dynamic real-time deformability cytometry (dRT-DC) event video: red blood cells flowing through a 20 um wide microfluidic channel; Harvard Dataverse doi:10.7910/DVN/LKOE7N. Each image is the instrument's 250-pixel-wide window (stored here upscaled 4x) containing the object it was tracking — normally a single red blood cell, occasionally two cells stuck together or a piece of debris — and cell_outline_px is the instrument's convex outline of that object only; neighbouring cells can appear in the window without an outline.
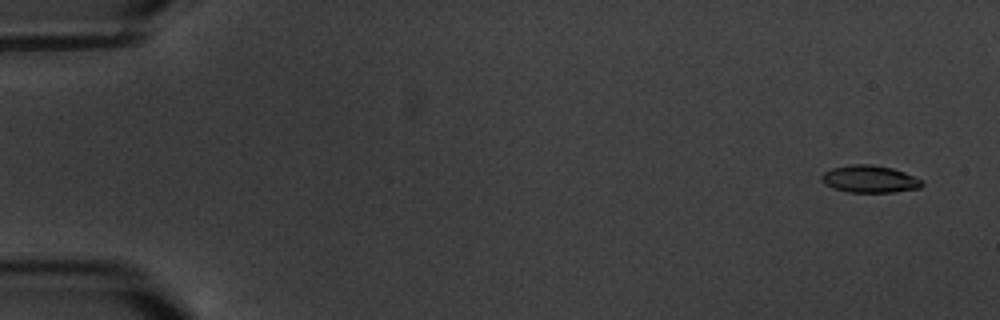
{"species": "common noctule bat (a hibernating species)", "species_latin": "Nyctalus noctula", "temperature_condition": "warm", "stored_images_in_passage": 7, "segment_of_instrument_passage": [2, 2], "camera_frame_rate_fps": 3000, "um_per_image_px": 0.085, "animal": {"sex": "male", "body_mass_g": 20.1, "forearm_length_mm": 53.5}, "frame": {"image": 1, "passage_image": 7, "time_ms": 7.0, "image_size_px": [1000, 320], "cell_outline_px": [[924, 184], [920, 188], [892, 192], [848, 192], [832, 188], [824, 184], [820, 180], [820, 176], [824, 172], [832, 168], [848, 164], [872, 164], [892, 168], [904, 172], [924, 180]], "centroid_in_image_um": [73.9, 15.21], "position_along_channel_um": 11.1, "area_um2": 16.18}}